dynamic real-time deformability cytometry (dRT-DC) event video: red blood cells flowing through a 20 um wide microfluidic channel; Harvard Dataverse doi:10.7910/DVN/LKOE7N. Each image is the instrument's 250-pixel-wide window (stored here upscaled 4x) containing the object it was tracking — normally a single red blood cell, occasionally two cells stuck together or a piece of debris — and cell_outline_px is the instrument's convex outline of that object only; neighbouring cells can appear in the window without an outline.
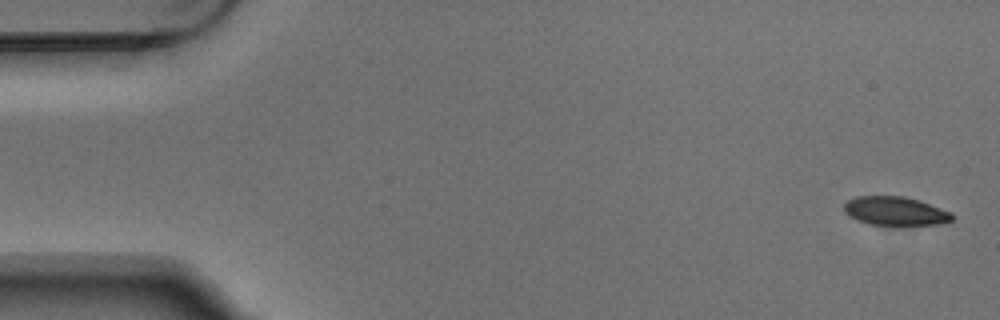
{"species": "Egyptian fruit bat (a non-hibernating species)", "species_latin": "Rousettus aegyptiacus", "temperature_condition": "warm", "stored_images_in_passage": 5, "camera_frame_rate_fps": 3000, "um_per_image_px": 0.085, "animal": {"sex": "male"}, "frame": {"image": 1, "passage_image": 1, "time_ms": 0.0, "image_size_px": [1000, 320], "cell_outline_px": [[952, 220], [936, 224], [896, 228], [868, 224], [844, 212], [844, 204], [848, 200], [856, 196], [904, 196], [920, 200], [952, 212]], "centroid_in_image_um": [76.12, 17.97], "position_along_channel_um": 8.9, "area_um2": 18.73}}
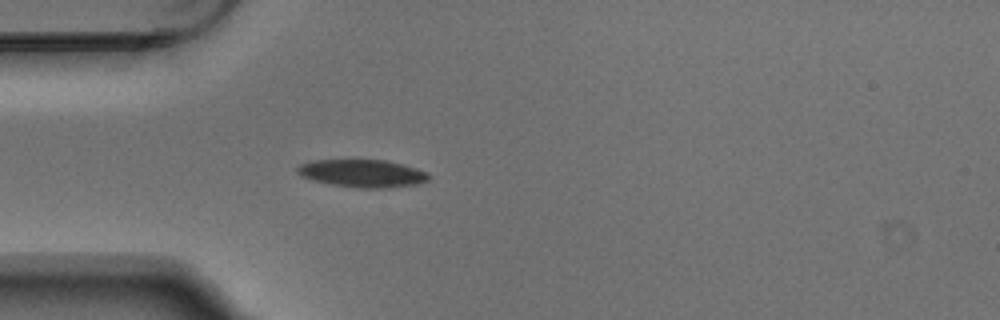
{"frame": {"image": 2, "passage_image": 5, "time_ms": 1.333, "image_size_px": [1000, 320], "cell_outline_px": [[432, 176], [428, 180], [416, 184], [388, 188], [356, 188], [332, 184], [300, 176], [296, 172], [296, 168], [300, 164], [308, 160], [384, 160], [404, 164], [428, 172]], "centroid_in_image_um": [30.82, 14.73], "position_along_channel_um": 54.2, "area_um2": 21.33}}